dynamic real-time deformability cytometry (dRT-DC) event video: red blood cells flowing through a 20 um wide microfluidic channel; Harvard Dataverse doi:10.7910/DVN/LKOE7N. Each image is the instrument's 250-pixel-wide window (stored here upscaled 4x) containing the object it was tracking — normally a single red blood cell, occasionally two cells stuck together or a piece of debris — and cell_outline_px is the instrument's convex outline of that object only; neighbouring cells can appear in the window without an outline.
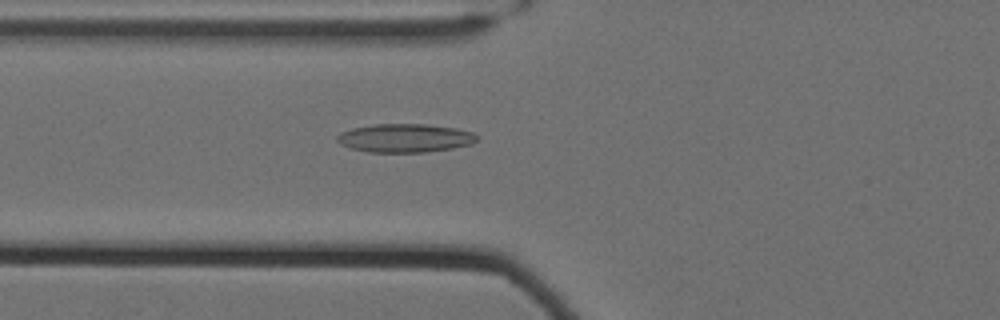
{"species": "Egyptian fruit bat (a non-hibernating species)", "species_latin": "Rousettus aegyptiacus", "temperature_condition": "cold", "stored_images_in_passage": 61, "camera_frame_rate_fps": 3000, "um_per_image_px": 0.085, "animal": {"sex": "female"}, "frame": {"image": 1, "passage_image": 26, "time_ms": 8.333, "image_size_px": [1000, 320], "cell_outline_px": [[476, 140], [472, 144], [452, 148], [428, 152], [368, 152], [348, 148], [340, 144], [336, 140], [336, 136], [340, 132], [352, 128], [376, 124], [428, 124], [456, 128], [472, 132], [476, 136]], "centroid_in_image_um": [34.38, 11.74], "position_along_channel_um": 91.4, "area_um2": 23.35}}
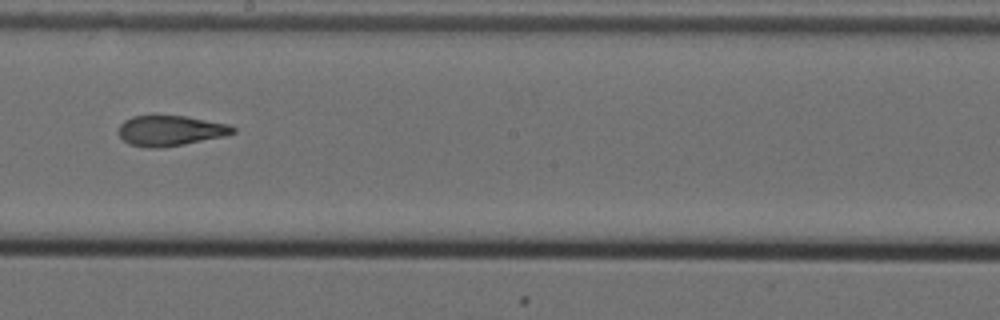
{"frame": {"image": 2, "passage_image": 38, "time_ms": 12.333, "image_size_px": [1000, 320], "cell_outline_px": [[236, 132], [224, 136], [184, 144], [160, 148], [148, 148], [128, 144], [120, 136], [120, 124], [124, 120], [132, 116], [184, 116], [228, 124], [236, 128]], "centroid_in_image_um": [14.48, 11.11], "position_along_channel_um": 233.7, "area_um2": 20.06}}
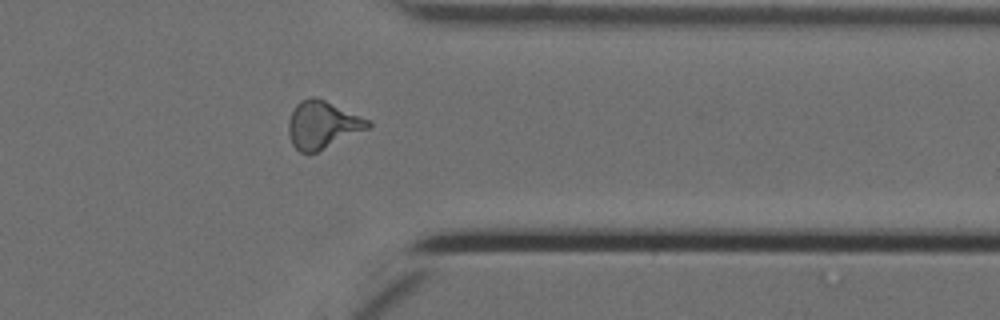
{"frame": {"image": 3, "passage_image": 51, "time_ms": 16.667, "image_size_px": [1000, 320], "cell_outline_px": [[372, 124], [368, 128], [316, 152], [300, 152], [292, 144], [288, 132], [288, 120], [296, 104], [300, 100], [308, 96], [312, 96], [324, 100], [372, 120]], "centroid_in_image_um": [27.4, 10.58], "position_along_channel_um": 384.0, "area_um2": 21.85}, "authors_computed_cell_mechanics": {"area_um2": 21.097, "velocity_mm_per_s": 3.5228, "shape_relaxation_time_tau1_ms": 8.0377, "shape_relaxation_time_tau2_ms": 1.9297, "deformation_change_tau1": 0.2122, "deformation_change_tau2": 0.1009}}